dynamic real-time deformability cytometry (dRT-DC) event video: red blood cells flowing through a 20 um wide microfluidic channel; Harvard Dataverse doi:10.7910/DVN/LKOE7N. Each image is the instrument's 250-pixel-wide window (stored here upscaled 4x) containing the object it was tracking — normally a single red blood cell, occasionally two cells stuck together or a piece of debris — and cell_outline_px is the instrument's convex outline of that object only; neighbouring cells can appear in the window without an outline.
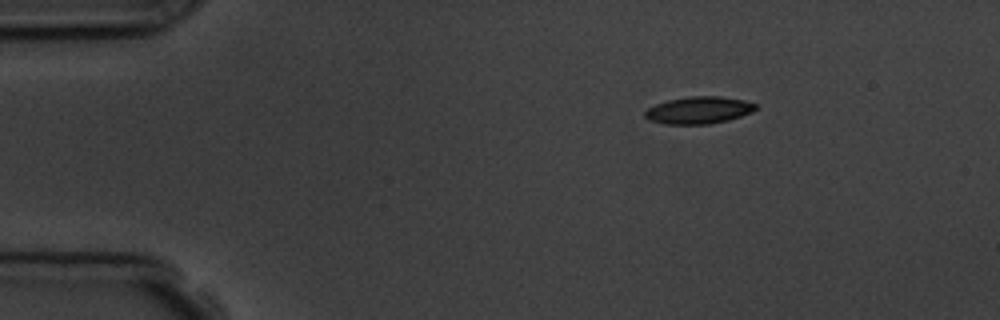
{"species": "common noctule bat (a hibernating species)", "species_latin": "Nyctalus noctula", "temperature_condition": "room temperature", "stored_images_in_passage": 2, "camera_frame_rate_fps": 3000, "um_per_image_px": 0.085, "animal": {"sex": "male", "body_mass_g": 19.5, "forearm_length_mm": 54.6}, "frame": {"image": 1, "passage_image": 1, "time_ms": 0.0, "image_size_px": [1000, 320], "cell_outline_px": [[756, 108], [752, 112], [728, 120], [708, 124], [664, 124], [648, 120], [644, 116], [644, 112], [648, 108], [656, 104], [668, 100], [688, 96], [720, 96], [744, 100], [756, 104]], "centroid_in_image_um": [59.37, 9.36], "position_along_channel_um": 25.6, "area_um2": 17.51}}